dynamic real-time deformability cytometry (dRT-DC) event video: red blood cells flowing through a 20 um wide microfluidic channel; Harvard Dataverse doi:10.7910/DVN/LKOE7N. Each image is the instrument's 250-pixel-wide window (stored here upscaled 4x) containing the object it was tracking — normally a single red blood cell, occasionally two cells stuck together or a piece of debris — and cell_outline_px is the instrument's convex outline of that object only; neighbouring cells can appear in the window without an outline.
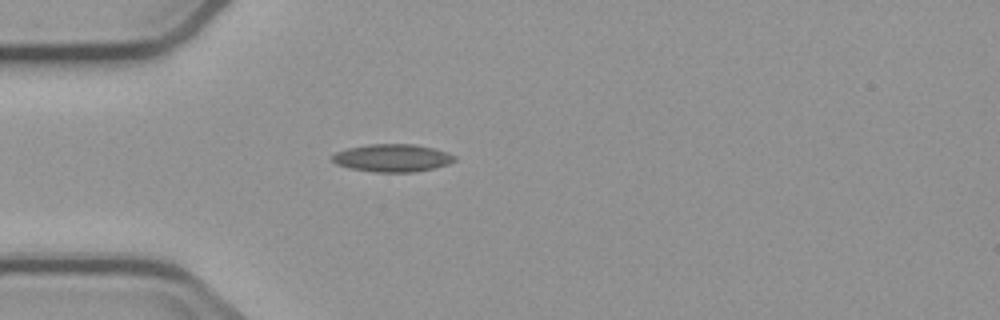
{"species": "common noctule bat (a hibernating species)", "species_latin": "Nyctalus noctula", "temperature_condition": "cold", "stored_images_in_passage": 3, "camera_frame_rate_fps": 3000, "um_per_image_px": 0.085, "animal": {"sex": "male", "body_mass_g": 23.1, "forearm_length_mm": 52.7}, "frame": {"image": 1, "passage_image": 3, "time_ms": 2.333, "image_size_px": [1000, 320], "cell_outline_px": [[456, 160], [448, 164], [432, 168], [412, 172], [372, 172], [348, 168], [336, 164], [332, 160], [332, 156], [336, 152], [348, 148], [368, 144], [412, 144], [432, 148], [448, 152], [456, 156]], "centroid_in_image_um": [33.33, 13.43], "position_along_channel_um": 51.7, "area_um2": 19.71}}